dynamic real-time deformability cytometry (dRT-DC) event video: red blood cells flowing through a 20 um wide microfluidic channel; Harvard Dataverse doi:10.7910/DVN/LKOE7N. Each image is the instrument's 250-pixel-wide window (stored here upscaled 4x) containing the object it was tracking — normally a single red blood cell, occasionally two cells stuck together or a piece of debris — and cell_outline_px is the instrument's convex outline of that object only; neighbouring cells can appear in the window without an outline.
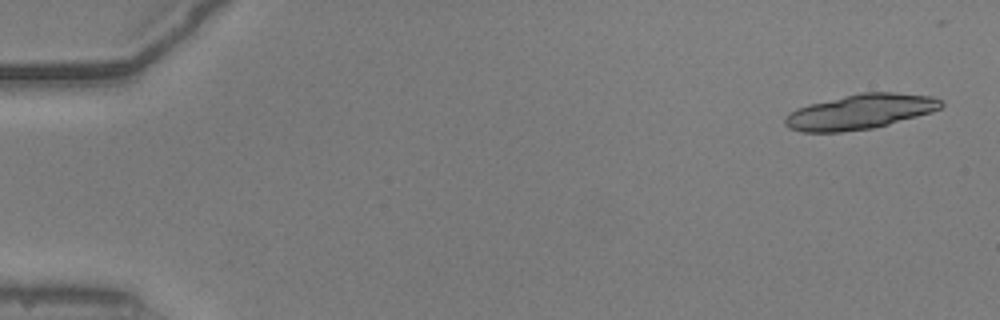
{"species": "common noctule bat (a hibernating species)", "species_latin": "Nyctalus noctula", "temperature_condition": "warm", "stored_images_in_passage": 10, "camera_frame_rate_fps": 3000, "um_per_image_px": 0.085, "animal": {"sex": "male", "body_mass_g": 20.5, "forearm_length_mm": 52.5}, "frame": {"image": 1, "passage_image": 1, "time_ms": 0.0, "image_size_px": [1000, 320], "cell_outline_px": [[944, 104], [940, 108], [932, 112], [888, 124], [872, 128], [840, 132], [804, 132], [788, 128], [784, 124], [784, 120], [796, 108], [808, 104], [860, 92], [892, 92], [932, 96], [940, 100]], "centroid_in_image_um": [73.11, 9.49], "position_along_channel_um": 11.9, "area_um2": 31.62}}